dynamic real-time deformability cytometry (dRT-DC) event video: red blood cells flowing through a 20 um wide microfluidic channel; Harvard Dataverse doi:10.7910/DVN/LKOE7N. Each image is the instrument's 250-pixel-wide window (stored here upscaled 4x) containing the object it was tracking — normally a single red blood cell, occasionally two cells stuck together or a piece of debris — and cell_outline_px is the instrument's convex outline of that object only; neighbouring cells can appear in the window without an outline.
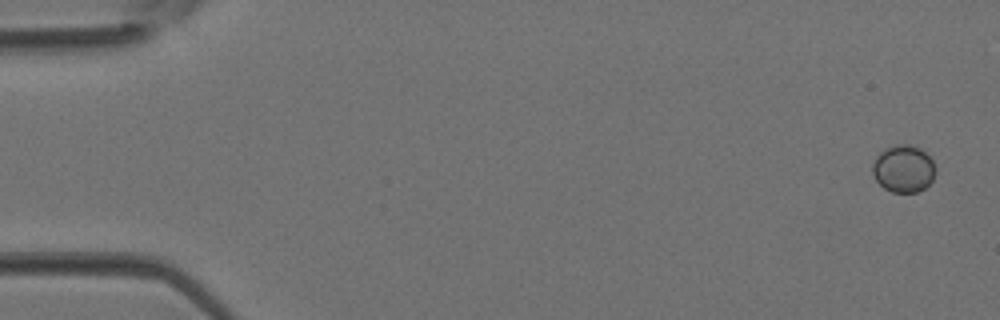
{"species": "Egyptian fruit bat (a non-hibernating species)", "species_latin": "Rousettus aegyptiacus", "temperature_condition": "room temperature", "stored_images_in_passage": 4, "camera_frame_rate_fps": 3000, "um_per_image_px": 0.085, "animal": {"sex": "female"}, "frame": {"image": 1, "passage_image": 1, "time_ms": 0.0, "image_size_px": [1000, 320], "cell_outline_px": [[936, 172], [932, 180], [924, 188], [916, 192], [892, 192], [884, 188], [876, 180], [872, 172], [872, 164], [876, 156], [884, 148], [896, 144], [908, 144], [920, 148], [932, 160], [936, 168]], "centroid_in_image_um": [76.78, 14.33], "position_along_channel_um": 8.2, "area_um2": 17.4}}